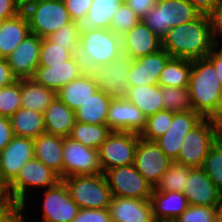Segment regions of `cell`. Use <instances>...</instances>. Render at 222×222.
<instances>
[{
	"mask_svg": "<svg viewBox=\"0 0 222 222\" xmlns=\"http://www.w3.org/2000/svg\"><path fill=\"white\" fill-rule=\"evenodd\" d=\"M127 100L136 105L147 117L164 110L161 86H130Z\"/></svg>",
	"mask_w": 222,
	"mask_h": 222,
	"instance_id": "f546056e",
	"label": "cell"
},
{
	"mask_svg": "<svg viewBox=\"0 0 222 222\" xmlns=\"http://www.w3.org/2000/svg\"><path fill=\"white\" fill-rule=\"evenodd\" d=\"M60 181L56 172L34 157L24 164L17 177L7 186V193L15 207L26 210L31 188H52Z\"/></svg>",
	"mask_w": 222,
	"mask_h": 222,
	"instance_id": "277c9868",
	"label": "cell"
},
{
	"mask_svg": "<svg viewBox=\"0 0 222 222\" xmlns=\"http://www.w3.org/2000/svg\"><path fill=\"white\" fill-rule=\"evenodd\" d=\"M111 100L109 95L98 90L75 111V120L88 124H106Z\"/></svg>",
	"mask_w": 222,
	"mask_h": 222,
	"instance_id": "1f68e13d",
	"label": "cell"
},
{
	"mask_svg": "<svg viewBox=\"0 0 222 222\" xmlns=\"http://www.w3.org/2000/svg\"><path fill=\"white\" fill-rule=\"evenodd\" d=\"M54 44L66 46L74 55L77 54L80 42V33L75 21L66 24L55 33L47 37Z\"/></svg>",
	"mask_w": 222,
	"mask_h": 222,
	"instance_id": "b9f144b4",
	"label": "cell"
},
{
	"mask_svg": "<svg viewBox=\"0 0 222 222\" xmlns=\"http://www.w3.org/2000/svg\"><path fill=\"white\" fill-rule=\"evenodd\" d=\"M140 134L112 131L98 148L103 173L111 168L134 164L135 150Z\"/></svg>",
	"mask_w": 222,
	"mask_h": 222,
	"instance_id": "30bf717a",
	"label": "cell"
},
{
	"mask_svg": "<svg viewBox=\"0 0 222 222\" xmlns=\"http://www.w3.org/2000/svg\"><path fill=\"white\" fill-rule=\"evenodd\" d=\"M172 162L155 141H147L139 137L134 166L153 188Z\"/></svg>",
	"mask_w": 222,
	"mask_h": 222,
	"instance_id": "4fadbf2b",
	"label": "cell"
},
{
	"mask_svg": "<svg viewBox=\"0 0 222 222\" xmlns=\"http://www.w3.org/2000/svg\"><path fill=\"white\" fill-rule=\"evenodd\" d=\"M214 46L209 15L172 27L162 39V48L171 56L188 60L205 58Z\"/></svg>",
	"mask_w": 222,
	"mask_h": 222,
	"instance_id": "6da1fadb",
	"label": "cell"
},
{
	"mask_svg": "<svg viewBox=\"0 0 222 222\" xmlns=\"http://www.w3.org/2000/svg\"><path fill=\"white\" fill-rule=\"evenodd\" d=\"M37 0H15V2L21 7L23 10L27 5L35 2Z\"/></svg>",
	"mask_w": 222,
	"mask_h": 222,
	"instance_id": "680465c9",
	"label": "cell"
},
{
	"mask_svg": "<svg viewBox=\"0 0 222 222\" xmlns=\"http://www.w3.org/2000/svg\"><path fill=\"white\" fill-rule=\"evenodd\" d=\"M141 19L138 15L124 2L115 13L110 29L119 36H123L131 30Z\"/></svg>",
	"mask_w": 222,
	"mask_h": 222,
	"instance_id": "7bdbcfd3",
	"label": "cell"
},
{
	"mask_svg": "<svg viewBox=\"0 0 222 222\" xmlns=\"http://www.w3.org/2000/svg\"><path fill=\"white\" fill-rule=\"evenodd\" d=\"M164 110L173 113L192 111L191 96L188 87H166L161 86Z\"/></svg>",
	"mask_w": 222,
	"mask_h": 222,
	"instance_id": "d590c367",
	"label": "cell"
},
{
	"mask_svg": "<svg viewBox=\"0 0 222 222\" xmlns=\"http://www.w3.org/2000/svg\"><path fill=\"white\" fill-rule=\"evenodd\" d=\"M201 168L222 193V140L213 144Z\"/></svg>",
	"mask_w": 222,
	"mask_h": 222,
	"instance_id": "74e56055",
	"label": "cell"
},
{
	"mask_svg": "<svg viewBox=\"0 0 222 222\" xmlns=\"http://www.w3.org/2000/svg\"><path fill=\"white\" fill-rule=\"evenodd\" d=\"M202 119L194 110L173 113L172 122L164 135L186 136Z\"/></svg>",
	"mask_w": 222,
	"mask_h": 222,
	"instance_id": "60d3db41",
	"label": "cell"
},
{
	"mask_svg": "<svg viewBox=\"0 0 222 222\" xmlns=\"http://www.w3.org/2000/svg\"><path fill=\"white\" fill-rule=\"evenodd\" d=\"M191 168L173 161L167 171L161 176L154 190L159 192H183Z\"/></svg>",
	"mask_w": 222,
	"mask_h": 222,
	"instance_id": "e575fe53",
	"label": "cell"
},
{
	"mask_svg": "<svg viewBox=\"0 0 222 222\" xmlns=\"http://www.w3.org/2000/svg\"><path fill=\"white\" fill-rule=\"evenodd\" d=\"M30 33L47 38L66 24L72 23L63 0H37L22 10Z\"/></svg>",
	"mask_w": 222,
	"mask_h": 222,
	"instance_id": "ba28073f",
	"label": "cell"
},
{
	"mask_svg": "<svg viewBox=\"0 0 222 222\" xmlns=\"http://www.w3.org/2000/svg\"><path fill=\"white\" fill-rule=\"evenodd\" d=\"M13 135L35 139L45 133L44 113L21 107L10 118Z\"/></svg>",
	"mask_w": 222,
	"mask_h": 222,
	"instance_id": "4dcf8cb0",
	"label": "cell"
},
{
	"mask_svg": "<svg viewBox=\"0 0 222 222\" xmlns=\"http://www.w3.org/2000/svg\"><path fill=\"white\" fill-rule=\"evenodd\" d=\"M42 38L29 33L6 58L13 75L20 79L33 78L39 66Z\"/></svg>",
	"mask_w": 222,
	"mask_h": 222,
	"instance_id": "2e32d148",
	"label": "cell"
},
{
	"mask_svg": "<svg viewBox=\"0 0 222 222\" xmlns=\"http://www.w3.org/2000/svg\"><path fill=\"white\" fill-rule=\"evenodd\" d=\"M215 222H222V203L217 207Z\"/></svg>",
	"mask_w": 222,
	"mask_h": 222,
	"instance_id": "91938a15",
	"label": "cell"
},
{
	"mask_svg": "<svg viewBox=\"0 0 222 222\" xmlns=\"http://www.w3.org/2000/svg\"><path fill=\"white\" fill-rule=\"evenodd\" d=\"M21 79L0 88V115L10 118L21 107Z\"/></svg>",
	"mask_w": 222,
	"mask_h": 222,
	"instance_id": "f35d334b",
	"label": "cell"
},
{
	"mask_svg": "<svg viewBox=\"0 0 222 222\" xmlns=\"http://www.w3.org/2000/svg\"><path fill=\"white\" fill-rule=\"evenodd\" d=\"M122 51L121 36L111 29H94L80 34L77 55L86 71L109 64Z\"/></svg>",
	"mask_w": 222,
	"mask_h": 222,
	"instance_id": "3957f363",
	"label": "cell"
},
{
	"mask_svg": "<svg viewBox=\"0 0 222 222\" xmlns=\"http://www.w3.org/2000/svg\"><path fill=\"white\" fill-rule=\"evenodd\" d=\"M173 119V112L162 110L147 117L145 129L140 137L147 141H155L168 130Z\"/></svg>",
	"mask_w": 222,
	"mask_h": 222,
	"instance_id": "8d00e7d4",
	"label": "cell"
},
{
	"mask_svg": "<svg viewBox=\"0 0 222 222\" xmlns=\"http://www.w3.org/2000/svg\"><path fill=\"white\" fill-rule=\"evenodd\" d=\"M122 51L132 59L155 53L162 49V40L140 20L122 37Z\"/></svg>",
	"mask_w": 222,
	"mask_h": 222,
	"instance_id": "7402d4cb",
	"label": "cell"
},
{
	"mask_svg": "<svg viewBox=\"0 0 222 222\" xmlns=\"http://www.w3.org/2000/svg\"><path fill=\"white\" fill-rule=\"evenodd\" d=\"M112 197L150 199L153 186L138 172L134 164L111 168L104 172Z\"/></svg>",
	"mask_w": 222,
	"mask_h": 222,
	"instance_id": "8fae6325",
	"label": "cell"
},
{
	"mask_svg": "<svg viewBox=\"0 0 222 222\" xmlns=\"http://www.w3.org/2000/svg\"><path fill=\"white\" fill-rule=\"evenodd\" d=\"M25 210L21 207H15L7 215L0 218V222H25Z\"/></svg>",
	"mask_w": 222,
	"mask_h": 222,
	"instance_id": "6f0895ef",
	"label": "cell"
},
{
	"mask_svg": "<svg viewBox=\"0 0 222 222\" xmlns=\"http://www.w3.org/2000/svg\"><path fill=\"white\" fill-rule=\"evenodd\" d=\"M200 14L188 0H158L141 20L162 40L172 27L190 22Z\"/></svg>",
	"mask_w": 222,
	"mask_h": 222,
	"instance_id": "5b68a950",
	"label": "cell"
},
{
	"mask_svg": "<svg viewBox=\"0 0 222 222\" xmlns=\"http://www.w3.org/2000/svg\"><path fill=\"white\" fill-rule=\"evenodd\" d=\"M171 56L161 50L133 59L129 69V86L158 85L161 72Z\"/></svg>",
	"mask_w": 222,
	"mask_h": 222,
	"instance_id": "ffe728a7",
	"label": "cell"
},
{
	"mask_svg": "<svg viewBox=\"0 0 222 222\" xmlns=\"http://www.w3.org/2000/svg\"><path fill=\"white\" fill-rule=\"evenodd\" d=\"M129 53L121 51L109 64L99 65L88 70V73L100 90L112 99H127L129 92L128 74L132 64Z\"/></svg>",
	"mask_w": 222,
	"mask_h": 222,
	"instance_id": "9c48e42d",
	"label": "cell"
},
{
	"mask_svg": "<svg viewBox=\"0 0 222 222\" xmlns=\"http://www.w3.org/2000/svg\"><path fill=\"white\" fill-rule=\"evenodd\" d=\"M63 137L43 133L34 139V156L63 179Z\"/></svg>",
	"mask_w": 222,
	"mask_h": 222,
	"instance_id": "d4e9b609",
	"label": "cell"
},
{
	"mask_svg": "<svg viewBox=\"0 0 222 222\" xmlns=\"http://www.w3.org/2000/svg\"><path fill=\"white\" fill-rule=\"evenodd\" d=\"M158 0H124V2L143 19Z\"/></svg>",
	"mask_w": 222,
	"mask_h": 222,
	"instance_id": "681fc988",
	"label": "cell"
},
{
	"mask_svg": "<svg viewBox=\"0 0 222 222\" xmlns=\"http://www.w3.org/2000/svg\"><path fill=\"white\" fill-rule=\"evenodd\" d=\"M188 1L199 13L205 15H209L222 3V0H188Z\"/></svg>",
	"mask_w": 222,
	"mask_h": 222,
	"instance_id": "f5cc1de1",
	"label": "cell"
},
{
	"mask_svg": "<svg viewBox=\"0 0 222 222\" xmlns=\"http://www.w3.org/2000/svg\"><path fill=\"white\" fill-rule=\"evenodd\" d=\"M73 222H111L107 209H79Z\"/></svg>",
	"mask_w": 222,
	"mask_h": 222,
	"instance_id": "bcb514c9",
	"label": "cell"
},
{
	"mask_svg": "<svg viewBox=\"0 0 222 222\" xmlns=\"http://www.w3.org/2000/svg\"><path fill=\"white\" fill-rule=\"evenodd\" d=\"M86 70L76 54L57 65H39L33 79L41 85L58 92L72 80L79 78Z\"/></svg>",
	"mask_w": 222,
	"mask_h": 222,
	"instance_id": "d6986e66",
	"label": "cell"
},
{
	"mask_svg": "<svg viewBox=\"0 0 222 222\" xmlns=\"http://www.w3.org/2000/svg\"><path fill=\"white\" fill-rule=\"evenodd\" d=\"M73 21L87 15L93 0H63Z\"/></svg>",
	"mask_w": 222,
	"mask_h": 222,
	"instance_id": "7dc6e473",
	"label": "cell"
},
{
	"mask_svg": "<svg viewBox=\"0 0 222 222\" xmlns=\"http://www.w3.org/2000/svg\"><path fill=\"white\" fill-rule=\"evenodd\" d=\"M184 137L185 136L163 135L155 140V142L161 150L174 161L178 157L181 146L184 143Z\"/></svg>",
	"mask_w": 222,
	"mask_h": 222,
	"instance_id": "f6af8a7d",
	"label": "cell"
},
{
	"mask_svg": "<svg viewBox=\"0 0 222 222\" xmlns=\"http://www.w3.org/2000/svg\"><path fill=\"white\" fill-rule=\"evenodd\" d=\"M219 139L218 123L213 118H203L183 138L177 163L189 167H202L213 144Z\"/></svg>",
	"mask_w": 222,
	"mask_h": 222,
	"instance_id": "52a82bcc",
	"label": "cell"
},
{
	"mask_svg": "<svg viewBox=\"0 0 222 222\" xmlns=\"http://www.w3.org/2000/svg\"><path fill=\"white\" fill-rule=\"evenodd\" d=\"M42 195V222H73L80 208L62 180L54 187L44 189Z\"/></svg>",
	"mask_w": 222,
	"mask_h": 222,
	"instance_id": "5bb4252c",
	"label": "cell"
},
{
	"mask_svg": "<svg viewBox=\"0 0 222 222\" xmlns=\"http://www.w3.org/2000/svg\"><path fill=\"white\" fill-rule=\"evenodd\" d=\"M183 194L189 205L218 207L222 193L201 167L190 169Z\"/></svg>",
	"mask_w": 222,
	"mask_h": 222,
	"instance_id": "e0dca14e",
	"label": "cell"
},
{
	"mask_svg": "<svg viewBox=\"0 0 222 222\" xmlns=\"http://www.w3.org/2000/svg\"><path fill=\"white\" fill-rule=\"evenodd\" d=\"M63 179L75 175H96L103 173L98 149L85 147L69 137H63Z\"/></svg>",
	"mask_w": 222,
	"mask_h": 222,
	"instance_id": "7c38bea8",
	"label": "cell"
},
{
	"mask_svg": "<svg viewBox=\"0 0 222 222\" xmlns=\"http://www.w3.org/2000/svg\"><path fill=\"white\" fill-rule=\"evenodd\" d=\"M150 202L157 222H174L189 206L183 192H159L153 189Z\"/></svg>",
	"mask_w": 222,
	"mask_h": 222,
	"instance_id": "cb8c5ba5",
	"label": "cell"
},
{
	"mask_svg": "<svg viewBox=\"0 0 222 222\" xmlns=\"http://www.w3.org/2000/svg\"><path fill=\"white\" fill-rule=\"evenodd\" d=\"M75 121V112L56 98L44 112L45 133L68 137Z\"/></svg>",
	"mask_w": 222,
	"mask_h": 222,
	"instance_id": "4316f807",
	"label": "cell"
},
{
	"mask_svg": "<svg viewBox=\"0 0 222 222\" xmlns=\"http://www.w3.org/2000/svg\"><path fill=\"white\" fill-rule=\"evenodd\" d=\"M34 157V139L14 135L11 142L0 152L2 182L8 186L24 164Z\"/></svg>",
	"mask_w": 222,
	"mask_h": 222,
	"instance_id": "9a60e30c",
	"label": "cell"
},
{
	"mask_svg": "<svg viewBox=\"0 0 222 222\" xmlns=\"http://www.w3.org/2000/svg\"><path fill=\"white\" fill-rule=\"evenodd\" d=\"M13 136L10 119L0 115V152L11 142Z\"/></svg>",
	"mask_w": 222,
	"mask_h": 222,
	"instance_id": "f907efd6",
	"label": "cell"
},
{
	"mask_svg": "<svg viewBox=\"0 0 222 222\" xmlns=\"http://www.w3.org/2000/svg\"><path fill=\"white\" fill-rule=\"evenodd\" d=\"M216 120H217V123H218L219 139L222 140V113Z\"/></svg>",
	"mask_w": 222,
	"mask_h": 222,
	"instance_id": "94428289",
	"label": "cell"
},
{
	"mask_svg": "<svg viewBox=\"0 0 222 222\" xmlns=\"http://www.w3.org/2000/svg\"><path fill=\"white\" fill-rule=\"evenodd\" d=\"M17 78L13 75L6 58H0V88L13 84Z\"/></svg>",
	"mask_w": 222,
	"mask_h": 222,
	"instance_id": "11a10c76",
	"label": "cell"
},
{
	"mask_svg": "<svg viewBox=\"0 0 222 222\" xmlns=\"http://www.w3.org/2000/svg\"><path fill=\"white\" fill-rule=\"evenodd\" d=\"M3 21H4L3 19H0V27H1V24H2Z\"/></svg>",
	"mask_w": 222,
	"mask_h": 222,
	"instance_id": "6125c7cd",
	"label": "cell"
},
{
	"mask_svg": "<svg viewBox=\"0 0 222 222\" xmlns=\"http://www.w3.org/2000/svg\"><path fill=\"white\" fill-rule=\"evenodd\" d=\"M14 208L15 206L7 193V186L4 183H0V218L7 215Z\"/></svg>",
	"mask_w": 222,
	"mask_h": 222,
	"instance_id": "9f6ffc18",
	"label": "cell"
},
{
	"mask_svg": "<svg viewBox=\"0 0 222 222\" xmlns=\"http://www.w3.org/2000/svg\"><path fill=\"white\" fill-rule=\"evenodd\" d=\"M57 92L38 83L33 78L21 79V105L23 108L44 113Z\"/></svg>",
	"mask_w": 222,
	"mask_h": 222,
	"instance_id": "f1b7e54d",
	"label": "cell"
},
{
	"mask_svg": "<svg viewBox=\"0 0 222 222\" xmlns=\"http://www.w3.org/2000/svg\"><path fill=\"white\" fill-rule=\"evenodd\" d=\"M74 54L66 46L54 44L48 38H42L39 65H57L71 59Z\"/></svg>",
	"mask_w": 222,
	"mask_h": 222,
	"instance_id": "ab89813d",
	"label": "cell"
},
{
	"mask_svg": "<svg viewBox=\"0 0 222 222\" xmlns=\"http://www.w3.org/2000/svg\"><path fill=\"white\" fill-rule=\"evenodd\" d=\"M108 210L111 222H157L150 199L112 197Z\"/></svg>",
	"mask_w": 222,
	"mask_h": 222,
	"instance_id": "44dd1931",
	"label": "cell"
},
{
	"mask_svg": "<svg viewBox=\"0 0 222 222\" xmlns=\"http://www.w3.org/2000/svg\"><path fill=\"white\" fill-rule=\"evenodd\" d=\"M112 130L107 124H88L75 121L69 138L76 140L85 147L98 149Z\"/></svg>",
	"mask_w": 222,
	"mask_h": 222,
	"instance_id": "836d02e7",
	"label": "cell"
},
{
	"mask_svg": "<svg viewBox=\"0 0 222 222\" xmlns=\"http://www.w3.org/2000/svg\"><path fill=\"white\" fill-rule=\"evenodd\" d=\"M124 0H93L87 15L75 23L80 34L94 29H110L112 19Z\"/></svg>",
	"mask_w": 222,
	"mask_h": 222,
	"instance_id": "603a6c76",
	"label": "cell"
},
{
	"mask_svg": "<svg viewBox=\"0 0 222 222\" xmlns=\"http://www.w3.org/2000/svg\"><path fill=\"white\" fill-rule=\"evenodd\" d=\"M188 89L195 112L203 118L217 119L221 115L222 86L207 57L192 60Z\"/></svg>",
	"mask_w": 222,
	"mask_h": 222,
	"instance_id": "7a4b0ae2",
	"label": "cell"
},
{
	"mask_svg": "<svg viewBox=\"0 0 222 222\" xmlns=\"http://www.w3.org/2000/svg\"><path fill=\"white\" fill-rule=\"evenodd\" d=\"M209 18L214 45L222 46V3L209 14Z\"/></svg>",
	"mask_w": 222,
	"mask_h": 222,
	"instance_id": "c3c4849f",
	"label": "cell"
},
{
	"mask_svg": "<svg viewBox=\"0 0 222 222\" xmlns=\"http://www.w3.org/2000/svg\"><path fill=\"white\" fill-rule=\"evenodd\" d=\"M30 33L25 13L5 19L0 27V58H7Z\"/></svg>",
	"mask_w": 222,
	"mask_h": 222,
	"instance_id": "484cf974",
	"label": "cell"
},
{
	"mask_svg": "<svg viewBox=\"0 0 222 222\" xmlns=\"http://www.w3.org/2000/svg\"><path fill=\"white\" fill-rule=\"evenodd\" d=\"M97 91L96 83L86 71L61 88L57 92V98L75 112Z\"/></svg>",
	"mask_w": 222,
	"mask_h": 222,
	"instance_id": "83f0119b",
	"label": "cell"
},
{
	"mask_svg": "<svg viewBox=\"0 0 222 222\" xmlns=\"http://www.w3.org/2000/svg\"><path fill=\"white\" fill-rule=\"evenodd\" d=\"M22 12L15 0H0V19H9Z\"/></svg>",
	"mask_w": 222,
	"mask_h": 222,
	"instance_id": "816d5d0a",
	"label": "cell"
},
{
	"mask_svg": "<svg viewBox=\"0 0 222 222\" xmlns=\"http://www.w3.org/2000/svg\"><path fill=\"white\" fill-rule=\"evenodd\" d=\"M192 60L171 57L161 72L159 85L187 88L189 86Z\"/></svg>",
	"mask_w": 222,
	"mask_h": 222,
	"instance_id": "d6a6232c",
	"label": "cell"
},
{
	"mask_svg": "<svg viewBox=\"0 0 222 222\" xmlns=\"http://www.w3.org/2000/svg\"><path fill=\"white\" fill-rule=\"evenodd\" d=\"M62 181L80 209H107L112 194L104 173L68 176Z\"/></svg>",
	"mask_w": 222,
	"mask_h": 222,
	"instance_id": "8992f818",
	"label": "cell"
},
{
	"mask_svg": "<svg viewBox=\"0 0 222 222\" xmlns=\"http://www.w3.org/2000/svg\"><path fill=\"white\" fill-rule=\"evenodd\" d=\"M146 116L127 99H112L108 108L107 126L112 131L141 134L146 126Z\"/></svg>",
	"mask_w": 222,
	"mask_h": 222,
	"instance_id": "ac0fdd59",
	"label": "cell"
},
{
	"mask_svg": "<svg viewBox=\"0 0 222 222\" xmlns=\"http://www.w3.org/2000/svg\"><path fill=\"white\" fill-rule=\"evenodd\" d=\"M206 57L213 63L218 80L222 86V46L214 45Z\"/></svg>",
	"mask_w": 222,
	"mask_h": 222,
	"instance_id": "db71d44e",
	"label": "cell"
},
{
	"mask_svg": "<svg viewBox=\"0 0 222 222\" xmlns=\"http://www.w3.org/2000/svg\"><path fill=\"white\" fill-rule=\"evenodd\" d=\"M217 207L189 205L174 222H215Z\"/></svg>",
	"mask_w": 222,
	"mask_h": 222,
	"instance_id": "ee69618b",
	"label": "cell"
}]
</instances>
